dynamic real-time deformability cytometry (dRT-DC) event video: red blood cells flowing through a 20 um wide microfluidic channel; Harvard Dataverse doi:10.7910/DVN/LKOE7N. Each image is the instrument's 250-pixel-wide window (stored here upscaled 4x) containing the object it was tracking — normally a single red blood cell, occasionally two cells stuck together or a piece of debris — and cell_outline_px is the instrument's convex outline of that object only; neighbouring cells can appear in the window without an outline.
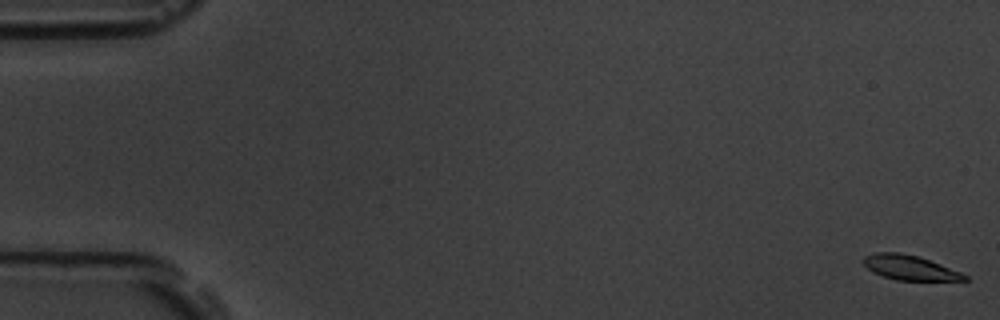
{"species": "common noctule bat (a hibernating species)", "species_latin": "Nyctalus noctula", "temperature_condition": "room temperature", "stored_images_in_passage": 5, "camera_frame_rate_fps": 3000, "um_per_image_px": 0.085, "animal": {"sex": "male", "body_mass_g": 19.5, "forearm_length_mm": 54.6}, "frame": {"image": 1, "passage_image": 1, "time_ms": 0.0, "image_size_px": [1000, 320], "cell_outline_px": [[968, 280], [896, 280], [872, 272], [860, 260], [864, 256], [872, 252], [900, 252], [916, 256], [940, 264], [960, 272], [968, 276]], "centroid_in_image_um": [77.26, 22.73], "position_along_channel_um": 7.7, "area_um2": 14.45}}
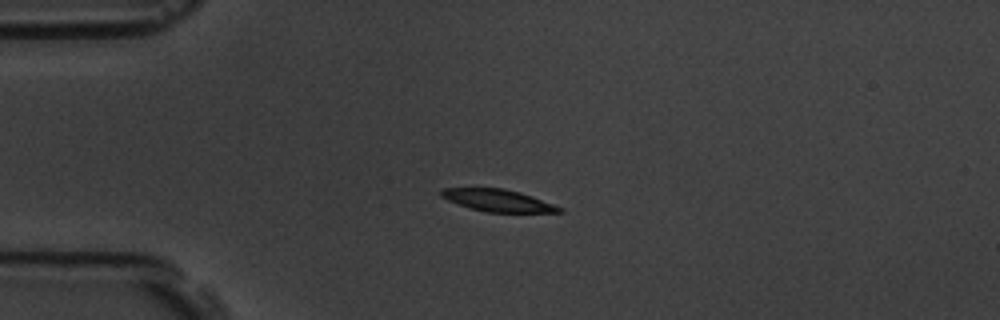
{"frame": {"image": 2, "passage_image": 5, "time_ms": 4.667, "image_size_px": [1000, 320], "cell_outline_px": [[564, 212], [484, 212], [468, 208], [448, 200], [440, 196], [440, 192], [444, 188], [504, 188], [520, 192], [532, 196], [564, 208]], "centroid_in_image_um": [42.32, 17.04], "position_along_channel_um": 42.7, "area_um2": 15.26}}